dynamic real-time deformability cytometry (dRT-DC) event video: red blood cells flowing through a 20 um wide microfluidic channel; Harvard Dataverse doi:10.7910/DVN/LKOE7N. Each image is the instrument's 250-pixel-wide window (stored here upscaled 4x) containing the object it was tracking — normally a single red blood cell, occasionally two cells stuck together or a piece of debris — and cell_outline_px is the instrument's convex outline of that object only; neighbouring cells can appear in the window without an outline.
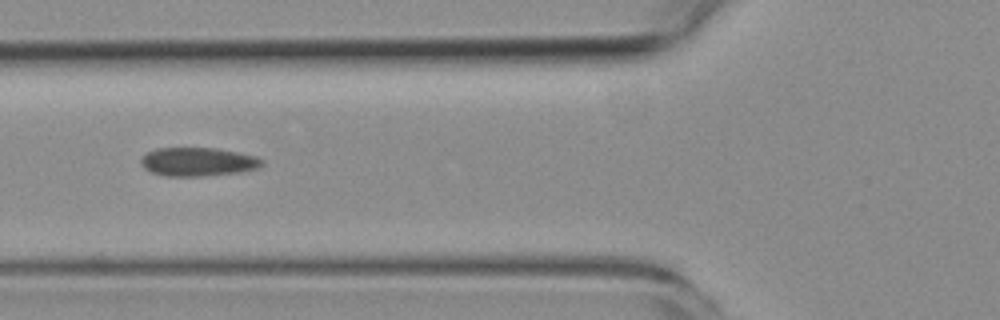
{"species": "common noctule bat (a hibernating species)", "species_latin": "Nyctalus noctula", "temperature_condition": "room temperature", "stored_images_in_passage": 5, "camera_frame_rate_fps": 3000, "um_per_image_px": 0.085, "animal": {"sex": "female", "body_mass_g": 19.3, "forearm_length_mm": 54.1}, "frame": {"image": 1, "passage_image": 2, "time_ms": 1.333, "image_size_px": [1000, 320], "cell_outline_px": [[264, 164], [256, 168], [240, 172], [204, 176], [164, 176], [152, 172], [144, 168], [140, 164], [140, 160], [148, 152], [156, 148], [216, 148], [256, 156], [264, 160]], "centroid_in_image_um": [16.82, 13.75], "position_along_channel_um": 109.0, "area_um2": 20.17}}
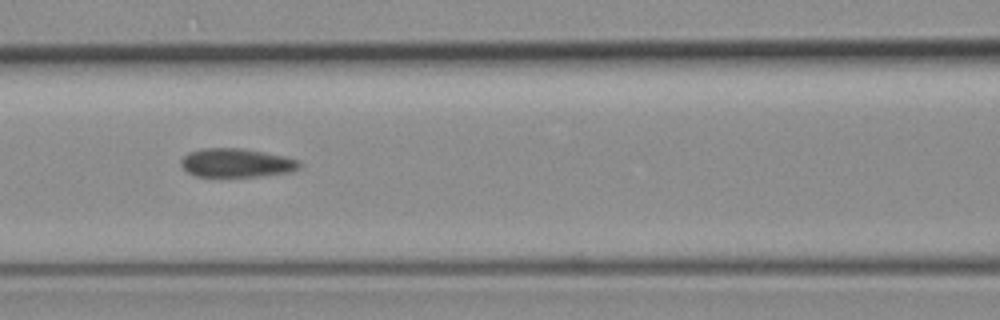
{"frame": {"image": 2, "passage_image": 3, "time_ms": 2.333, "image_size_px": [1000, 320], "cell_outline_px": [[300, 168], [292, 172], [260, 176], [196, 176], [188, 172], [180, 164], [180, 160], [188, 152], [204, 148], [240, 148], [264, 152], [284, 156], [300, 160]], "centroid_in_image_um": [20.11, 13.84], "position_along_channel_um": 146.5, "area_um2": 19.83}}
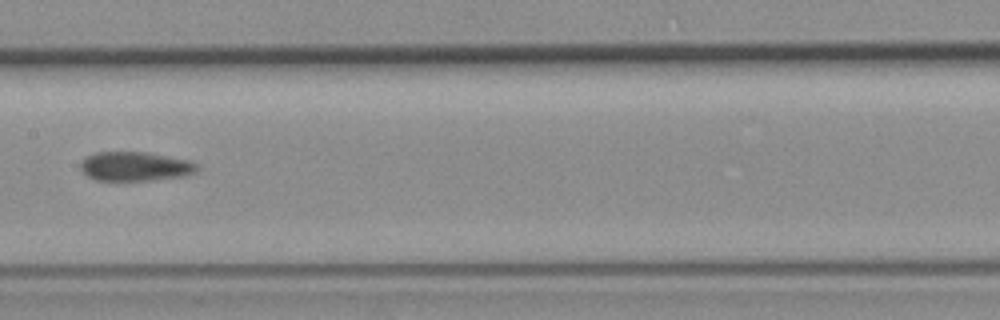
{"frame": {"image": 3, "passage_image": 4, "time_ms": 3.667, "image_size_px": [1000, 320], "cell_outline_px": [[196, 168], [192, 172], [180, 176], [148, 180], [96, 180], [88, 176], [80, 168], [80, 164], [88, 156], [96, 152], [144, 152], [188, 160], [196, 164]], "centroid_in_image_um": [11.42, 14.13], "position_along_channel_um": 196.0, "area_um2": 19.19}}